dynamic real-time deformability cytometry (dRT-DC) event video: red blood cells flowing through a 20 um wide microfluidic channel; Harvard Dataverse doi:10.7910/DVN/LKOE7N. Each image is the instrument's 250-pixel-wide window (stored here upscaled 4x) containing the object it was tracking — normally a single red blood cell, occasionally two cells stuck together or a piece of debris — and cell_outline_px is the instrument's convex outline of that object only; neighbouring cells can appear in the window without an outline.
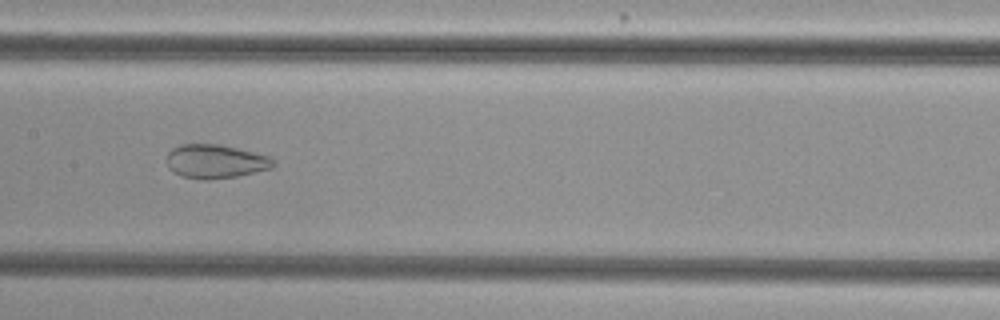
{"species": "common noctule bat (a hibernating species)", "species_latin": "Nyctalus noctula", "temperature_condition": "cold", "stored_images_in_passage": 46, "camera_frame_rate_fps": 3000, "um_per_image_px": 0.085, "animal": {"sex": "female", "body_mass_g": 29.2, "forearm_length_mm": 56.3}, "frame": {"image": 1, "passage_image": 20, "time_ms": 6.333, "image_size_px": [1000, 320], "cell_outline_px": [[276, 164], [272, 168], [236, 176], [208, 180], [200, 180], [180, 176], [172, 172], [168, 168], [168, 152], [172, 148], [180, 144], [220, 144], [268, 156], [276, 160]], "centroid_in_image_um": [18.29, 13.73], "position_along_channel_um": 189.1, "area_um2": 21.1}}
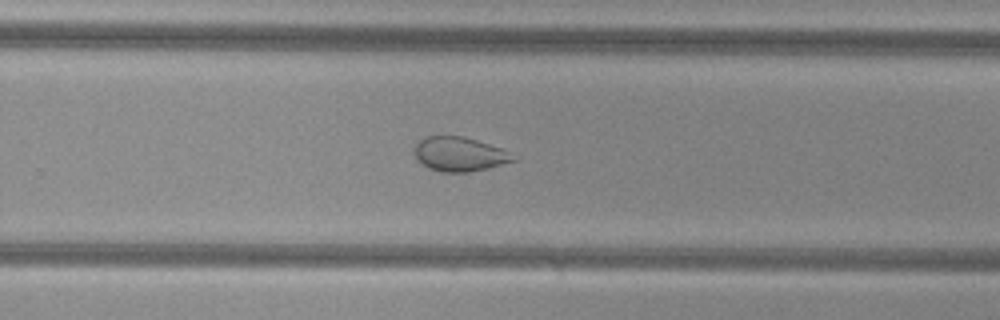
{"frame": {"image": 2, "passage_image": 28, "time_ms": 9.0, "image_size_px": [1000, 320], "cell_outline_px": [[520, 156], [516, 160], [488, 168], [468, 172], [440, 172], [428, 168], [416, 160], [412, 148], [424, 136], [464, 136], [500, 148]], "centroid_in_image_um": [39.04, 13.11], "position_along_channel_um": 290.8, "area_um2": 20.0}}
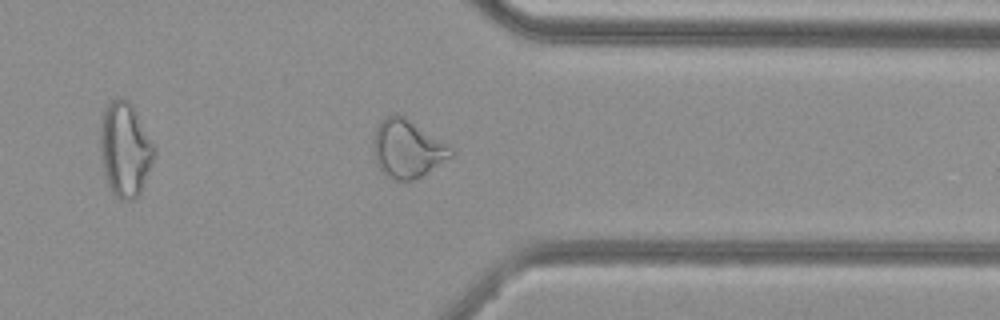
{"frame": {"image": 3, "passage_image": 35, "time_ms": 11.333, "image_size_px": [1000, 320], "cell_outline_px": [[452, 156], [420, 176], [412, 180], [396, 180], [388, 176], [376, 164], [372, 144], [376, 128], [380, 120], [384, 116], [396, 112], [404, 116], [452, 148]], "centroid_in_image_um": [34.56, 12.61], "position_along_channel_um": 376.8, "area_um2": 25.78}, "authors_computed_cell_mechanics": {"area_um2": 27.5706, "velocity_mm_per_s": 3.8237, "shape_relaxation_time_tau1_ms": null, "shape_relaxation_time_tau2_ms": 1.3541, "deformation_change_tau1": null, "deformation_change_tau2": 0.073}}